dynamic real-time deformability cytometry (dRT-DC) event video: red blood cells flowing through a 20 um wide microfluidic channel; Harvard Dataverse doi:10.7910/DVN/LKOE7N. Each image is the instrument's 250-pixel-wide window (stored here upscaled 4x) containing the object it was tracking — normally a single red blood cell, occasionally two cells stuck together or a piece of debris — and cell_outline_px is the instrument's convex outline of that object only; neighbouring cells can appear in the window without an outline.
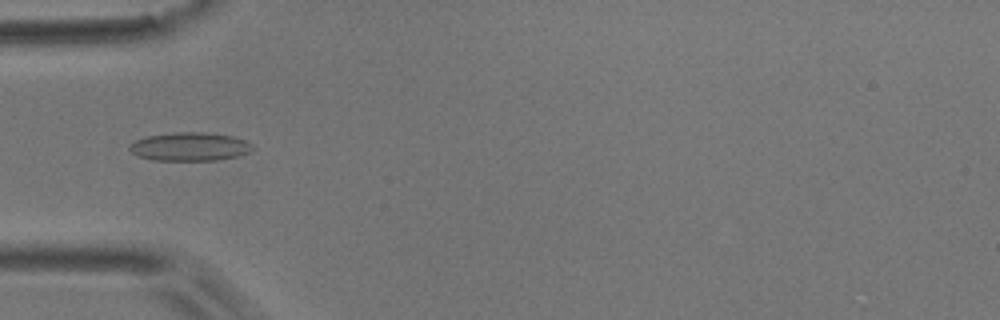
{"species": "common noctule bat (a hibernating species)", "species_latin": "Nyctalus noctula", "temperature_condition": "room temperature", "stored_images_in_passage": 40, "camera_frame_rate_fps": 3000, "um_per_image_px": 0.085, "animal": {"sex": "male", "body_mass_g": 17.9}, "frame": {"image": 1, "passage_image": 5, "time_ms": 1.333, "image_size_px": [1000, 320], "cell_outline_px": [[256, 148], [248, 152], [236, 156], [216, 160], [156, 160], [136, 156], [128, 148], [128, 144], [136, 140], [148, 136], [176, 132], [204, 132], [232, 136], [244, 140], [252, 144]], "centroid_in_image_um": [16.12, 12.46], "position_along_channel_um": 68.9, "area_um2": 20.35}}
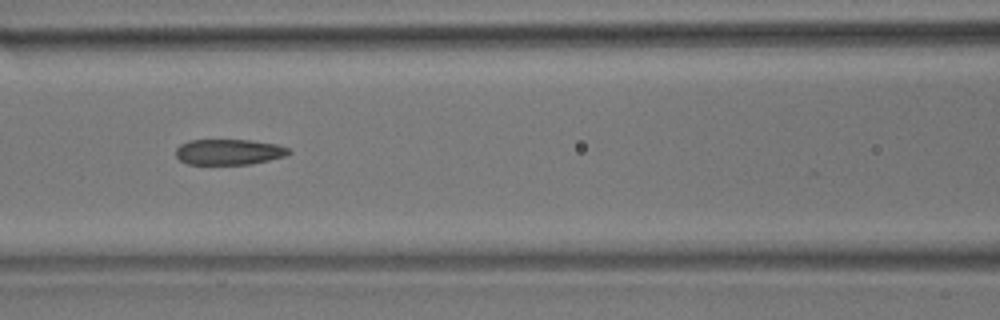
{"frame": {"image": 2, "passage_image": 11, "time_ms": 3.333, "image_size_px": [1000, 320], "cell_outline_px": [[292, 152], [284, 156], [252, 164], [188, 164], [180, 160], [176, 156], [176, 148], [180, 144], [188, 140], [248, 140], [276, 144], [288, 148]], "centroid_in_image_um": [19.43, 12.91], "position_along_channel_um": 147.2, "area_um2": 16.82}}
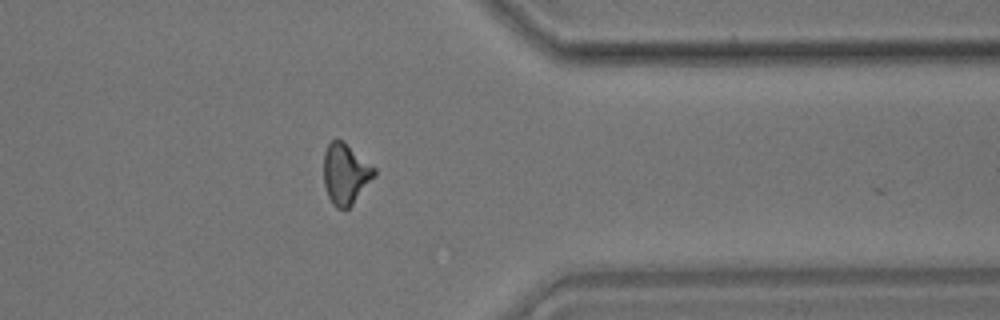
{"frame": {"image": 3, "passage_image": 30, "time_ms": 9.667, "image_size_px": [1000, 320], "cell_outline_px": [[376, 176], [352, 204], [348, 208], [336, 208], [332, 204], [328, 196], [324, 184], [324, 152], [328, 144], [336, 136], [376, 168]], "centroid_in_image_um": [29.37, 14.77], "position_along_channel_um": 382.0, "area_um2": 17.86}, "authors_computed_cell_mechanics": {"area_um2": 17.5712, "velocity_mm_per_s": 3.8774, "shape_relaxation_time_tau1_ms": 7.3554, "shape_relaxation_time_tau2_ms": 2.1576, "deformation_change_tau1": 0.1793, "deformation_change_tau2": 0.095}}